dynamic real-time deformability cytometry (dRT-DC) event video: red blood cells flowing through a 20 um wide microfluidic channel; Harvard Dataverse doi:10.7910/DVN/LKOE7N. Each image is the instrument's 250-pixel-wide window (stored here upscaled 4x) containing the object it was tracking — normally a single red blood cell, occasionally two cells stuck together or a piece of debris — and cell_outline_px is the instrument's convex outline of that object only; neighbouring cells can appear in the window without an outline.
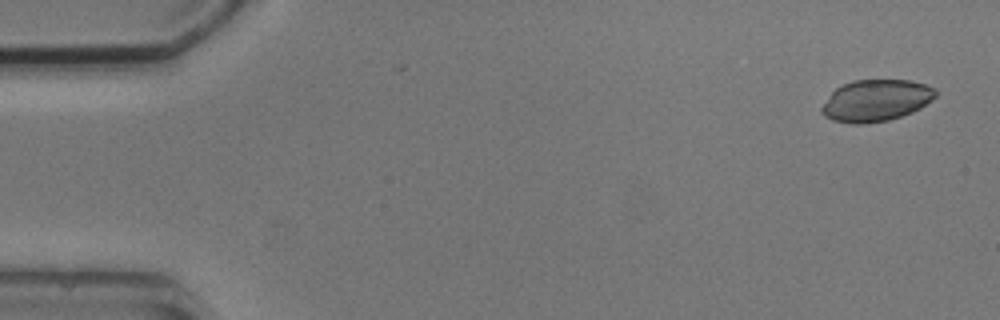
{"species": "common noctule bat (a hibernating species)", "species_latin": "Nyctalus noctula", "temperature_condition": "cold", "stored_images_in_passage": 5, "camera_frame_rate_fps": 3000, "um_per_image_px": 0.085, "animal": {"sex": "male", "body_mass_g": 20.5, "forearm_length_mm": 52.5}, "frame": {"image": 1, "passage_image": 1, "time_ms": 0.0, "image_size_px": [1000, 320], "cell_outline_px": [[936, 96], [920, 108], [912, 112], [888, 120], [864, 124], [852, 124], [832, 120], [824, 116], [820, 112], [820, 108], [832, 92], [836, 88], [852, 80], [912, 80], [936, 88]], "centroid_in_image_um": [74.44, 8.54], "position_along_channel_um": 10.6, "area_um2": 27.69}}
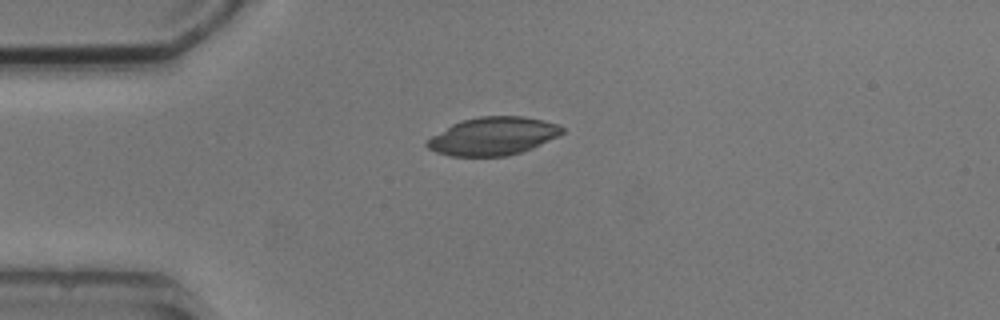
{"frame": {"image": 2, "passage_image": 4, "time_ms": 3.667, "image_size_px": [1000, 320], "cell_outline_px": [[564, 132], [560, 136], [532, 148], [508, 156], [452, 156], [436, 152], [428, 148], [424, 144], [432, 136], [452, 124], [460, 120], [480, 116], [524, 116], [544, 120], [560, 124], [564, 128]], "centroid_in_image_um": [41.95, 11.56], "position_along_channel_um": 43.1, "area_um2": 30.11}}